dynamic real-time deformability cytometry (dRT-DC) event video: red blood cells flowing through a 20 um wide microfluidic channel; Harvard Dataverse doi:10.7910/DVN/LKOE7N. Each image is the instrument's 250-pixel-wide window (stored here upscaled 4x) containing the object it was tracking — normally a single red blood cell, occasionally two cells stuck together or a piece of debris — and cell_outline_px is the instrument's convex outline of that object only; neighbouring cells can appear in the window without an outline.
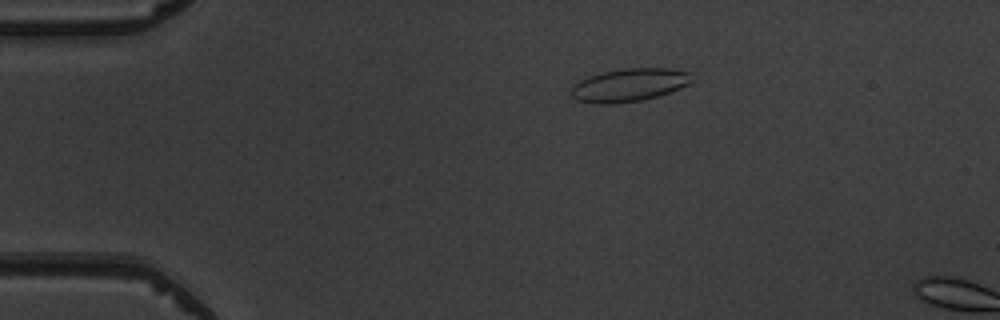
{"species": "common noctule bat (a hibernating species)", "species_latin": "Nyctalus noctula", "temperature_condition": "warm", "stored_images_in_passage": 2, "camera_frame_rate_fps": 3000, "um_per_image_px": 0.085, "animal": {"sex": "male", "body_mass_g": 19.5, "forearm_length_mm": 54.6}, "frame": {"image": 1, "passage_image": 1, "time_ms": 0.0, "image_size_px": [1000, 320], "cell_outline_px": [[692, 80], [688, 84], [680, 88], [656, 96], [640, 100], [612, 104], [600, 104], [576, 100], [572, 96], [572, 84], [588, 76], [604, 72], [624, 68], [668, 68], [688, 72]], "centroid_in_image_um": [53.44, 7.22], "position_along_channel_um": 31.6, "area_um2": 22.95}}